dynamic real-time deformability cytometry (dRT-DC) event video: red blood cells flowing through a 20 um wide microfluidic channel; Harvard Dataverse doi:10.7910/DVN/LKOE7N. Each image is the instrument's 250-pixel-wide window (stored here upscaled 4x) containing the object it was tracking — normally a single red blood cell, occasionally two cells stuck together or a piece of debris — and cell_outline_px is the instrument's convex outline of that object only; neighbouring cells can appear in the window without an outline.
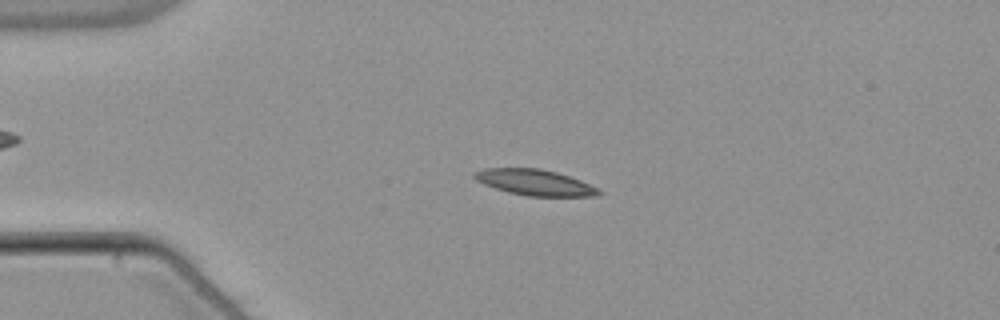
{"species": "common noctule bat (a hibernating species)", "species_latin": "Nyctalus noctula", "temperature_condition": "warm", "stored_images_in_passage": 54, "camera_frame_rate_fps": 3000, "um_per_image_px": 0.085, "animal": {"sex": "male", "body_mass_g": 21.5, "forearm_length_mm": 52.0}, "frame": {"image": 1, "passage_image": 13, "time_ms": 4.0, "image_size_px": [1000, 320], "cell_outline_px": [[604, 192], [600, 196], [524, 196], [508, 192], [484, 184], [476, 180], [472, 176], [472, 172], [484, 168], [540, 168], [556, 172], [580, 180]], "centroid_in_image_um": [45.43, 15.51], "position_along_channel_um": 39.6, "area_um2": 18.79}}
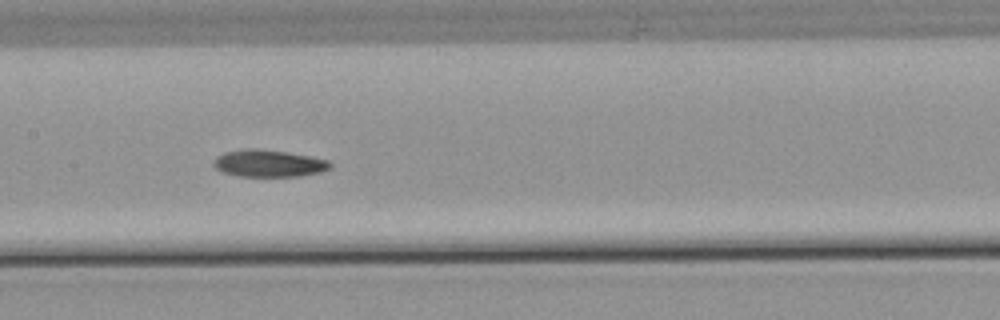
{"frame": {"image": 2, "passage_image": 27, "time_ms": 8.667, "image_size_px": [1000, 320], "cell_outline_px": [[332, 168], [320, 172], [300, 176], [240, 176], [224, 172], [216, 168], [212, 164], [212, 160], [216, 156], [224, 152], [244, 148], [256, 148], [288, 152], [328, 160], [332, 164]], "centroid_in_image_um": [22.82, 13.87], "position_along_channel_um": 184.6, "area_um2": 18.5}}
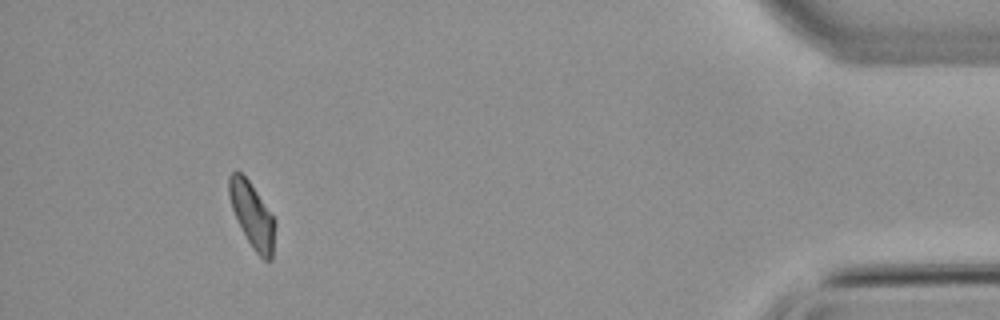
{"frame": {"image": 3, "passage_image": 50, "time_ms": 16.333, "image_size_px": [1000, 320], "cell_outline_px": [[276, 224], [272, 260], [264, 260], [252, 248], [232, 208], [228, 196], [228, 176], [236, 168], [248, 180], [276, 220]], "centroid_in_image_um": [21.44, 18.27], "position_along_channel_um": 413.8, "area_um2": 17.34}}